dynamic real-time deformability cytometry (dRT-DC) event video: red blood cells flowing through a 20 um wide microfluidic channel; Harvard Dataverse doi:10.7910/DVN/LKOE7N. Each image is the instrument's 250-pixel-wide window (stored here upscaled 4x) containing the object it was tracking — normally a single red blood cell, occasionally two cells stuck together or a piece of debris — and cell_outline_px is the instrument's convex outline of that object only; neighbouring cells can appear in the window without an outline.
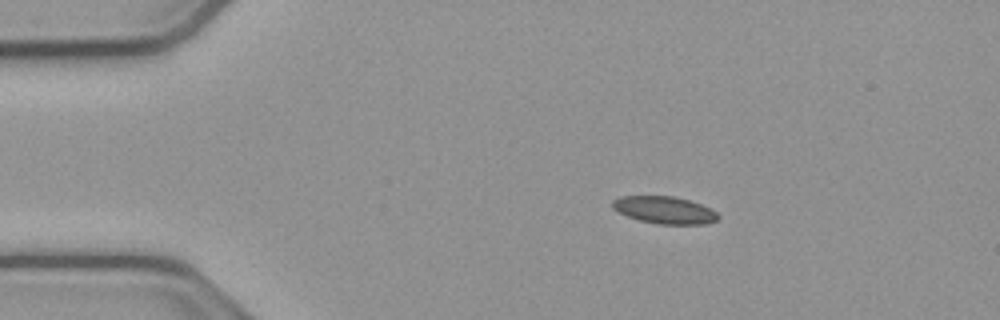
{"species": "common noctule bat (a hibernating species)", "species_latin": "Nyctalus noctula", "temperature_condition": "cold", "stored_images_in_passage": 45, "camera_frame_rate_fps": 3000, "um_per_image_px": 0.085, "animal": {"sex": "male", "body_mass_g": 23.1, "forearm_length_mm": 52.7}, "frame": {"image": 1, "passage_image": 1, "time_ms": 0.0, "image_size_px": [1000, 320], "cell_outline_px": [[720, 216], [716, 220], [708, 224], [656, 224], [640, 220], [628, 216], [612, 208], [612, 200], [620, 196], [672, 196], [688, 200], [712, 208]], "centroid_in_image_um": [56.5, 17.85], "position_along_channel_um": 28.5, "area_um2": 16.76}}
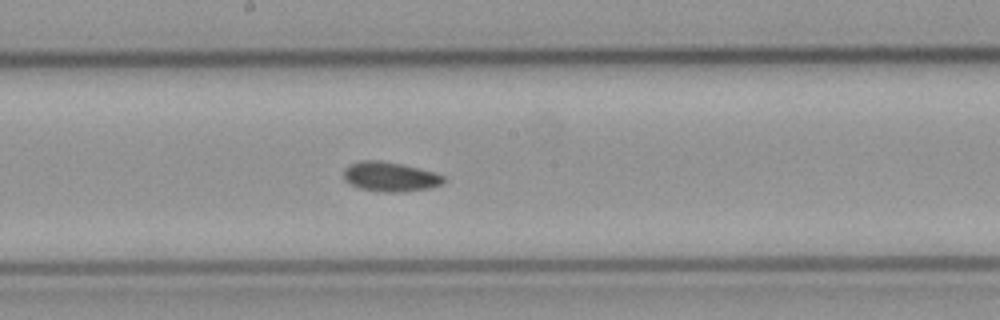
{"frame": {"image": 2, "passage_image": 20, "time_ms": 6.333, "image_size_px": [1000, 320], "cell_outline_px": [[448, 180], [444, 184], [428, 188], [404, 192], [376, 192], [360, 188], [344, 180], [344, 168], [360, 160], [380, 160], [400, 164], [432, 172], [444, 176]], "centroid_in_image_um": [33.17, 15.03], "position_along_channel_um": 215.0, "area_um2": 17.22}}
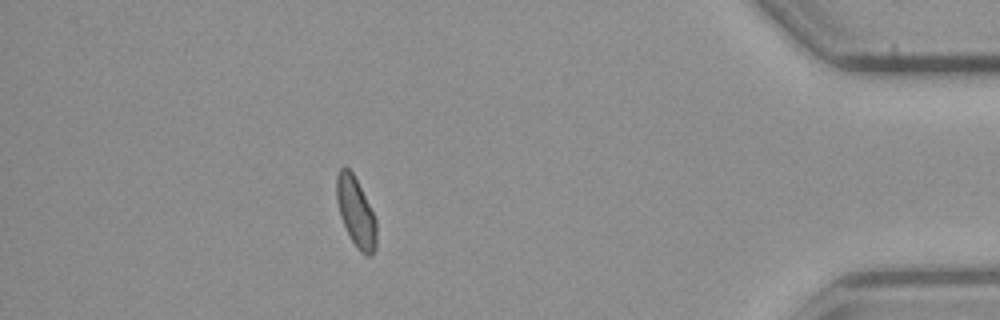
{"frame": {"image": 3, "passage_image": 39, "time_ms": 12.667, "image_size_px": [1000, 320], "cell_outline_px": [[376, 248], [372, 256], [364, 256], [356, 248], [340, 216], [336, 200], [336, 176], [340, 168], [344, 164], [352, 172], [376, 220]], "centroid_in_image_um": [30.23, 18.05], "position_along_channel_um": 405.0, "area_um2": 16.01}, "authors_computed_cell_mechanics": {"area_um2": 16.7042, "velocity_mm_per_s": 3.8155, "shape_relaxation_time_tau1_ms": null, "shape_relaxation_time_tau2_ms": 4.3335, "deformation_change_tau1": null, "deformation_change_tau2": 0.0982}}